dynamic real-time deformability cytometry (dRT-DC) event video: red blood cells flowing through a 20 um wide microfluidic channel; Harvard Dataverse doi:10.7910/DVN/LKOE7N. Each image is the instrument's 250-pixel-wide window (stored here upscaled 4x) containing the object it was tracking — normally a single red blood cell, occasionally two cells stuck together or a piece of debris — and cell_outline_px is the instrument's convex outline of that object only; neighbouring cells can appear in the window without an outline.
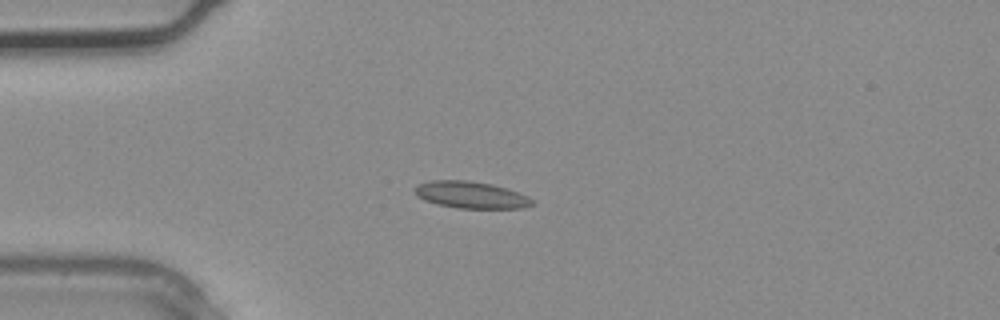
{"species": "common noctule bat (a hibernating species)", "species_latin": "Nyctalus noctula", "temperature_condition": "warm", "stored_images_in_passage": 2, "camera_frame_rate_fps": 3000, "um_per_image_px": 0.085, "animal": {"sex": "male", "body_mass_g": 20.4}, "frame": {"image": 1, "passage_image": 2, "time_ms": 0.333, "image_size_px": [1000, 320], "cell_outline_px": [[532, 204], [524, 208], [460, 208], [436, 204], [424, 200], [416, 196], [412, 188], [416, 184], [432, 180], [468, 180], [492, 184], [528, 196], [532, 200]], "centroid_in_image_um": [39.94, 16.56], "position_along_channel_um": 45.1, "area_um2": 18.38}}